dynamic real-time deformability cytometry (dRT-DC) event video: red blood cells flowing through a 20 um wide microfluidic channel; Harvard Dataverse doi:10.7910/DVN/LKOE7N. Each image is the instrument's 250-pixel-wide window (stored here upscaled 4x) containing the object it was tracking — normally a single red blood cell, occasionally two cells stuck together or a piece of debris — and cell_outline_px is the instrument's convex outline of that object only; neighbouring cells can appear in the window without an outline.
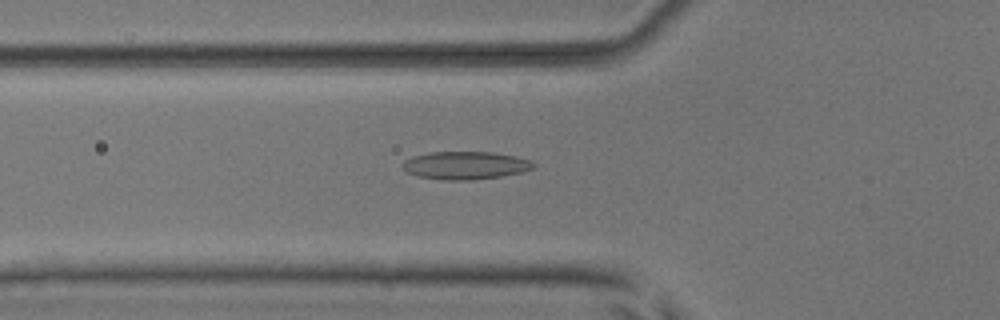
{"species": "common noctule bat (a hibernating species)", "species_latin": "Nyctalus noctula", "temperature_condition": "room temperature", "stored_images_in_passage": 53, "camera_frame_rate_fps": 3000, "um_per_image_px": 0.085, "animal": {"sex": "male", "body_mass_g": 17.9, "forearm_length_mm": 54.2}, "frame": {"image": 1, "passage_image": 19, "time_ms": 6.0, "image_size_px": [1000, 320], "cell_outline_px": [[536, 164], [532, 168], [520, 172], [500, 176], [472, 180], [444, 180], [416, 176], [408, 172], [400, 164], [404, 160], [412, 156], [432, 152], [492, 152], [516, 156], [532, 160]], "centroid_in_image_um": [39.54, 14.05], "position_along_channel_um": 86.3, "area_um2": 21.27}}
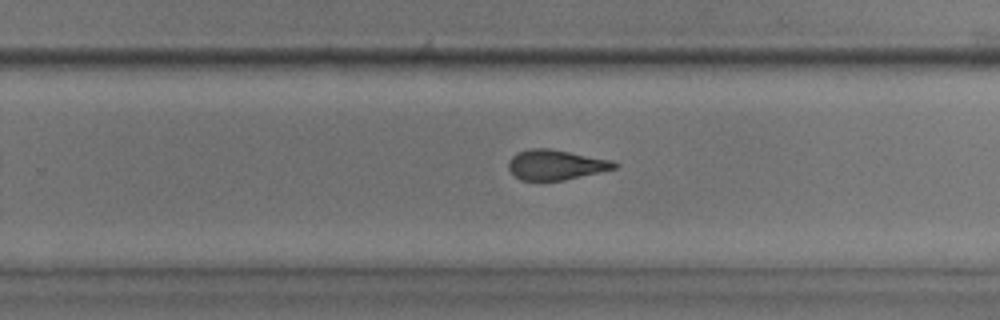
{"frame": {"image": 2, "passage_image": 34, "time_ms": 11.0, "image_size_px": [1000, 320], "cell_outline_px": [[620, 164], [616, 168], [600, 172], [564, 180], [520, 180], [508, 168], [508, 160], [516, 152], [528, 148], [548, 148], [612, 160]], "centroid_in_image_um": [47.23, 14.0], "position_along_channel_um": 282.6, "area_um2": 18.55}}
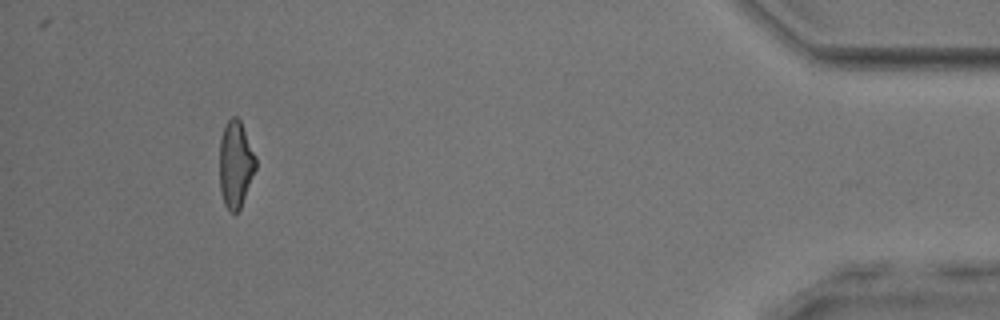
{"frame": {"image": 3, "passage_image": 49, "time_ms": 16.0, "image_size_px": [1000, 320], "cell_outline_px": [[256, 168], [240, 208], [236, 212], [232, 212], [224, 204], [220, 192], [220, 140], [224, 128], [228, 120], [232, 116], [236, 116], [240, 120], [256, 156]], "centroid_in_image_um": [20.02, 13.95], "position_along_channel_um": 415.2, "area_um2": 18.09}, "authors_computed_cell_mechanics": {"area_um2": 19.2474, "velocity_mm_per_s": 3.9268, "shape_relaxation_time_tau1_ms": null, "shape_relaxation_time_tau2_ms": 2.083, "deformation_change_tau1": null, "deformation_change_tau2": 0.0988}}